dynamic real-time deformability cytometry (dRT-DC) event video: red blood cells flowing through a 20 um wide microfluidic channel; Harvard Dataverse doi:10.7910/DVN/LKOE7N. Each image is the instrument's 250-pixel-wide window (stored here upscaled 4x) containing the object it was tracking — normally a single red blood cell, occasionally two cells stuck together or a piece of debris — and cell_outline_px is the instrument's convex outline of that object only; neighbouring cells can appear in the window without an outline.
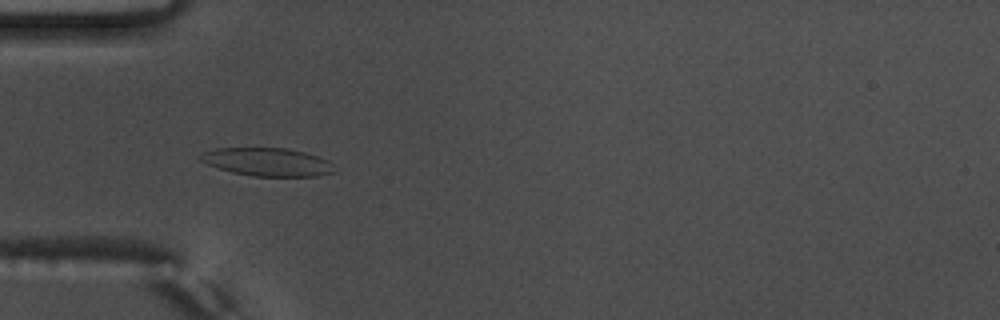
{"species": "common noctule bat (a hibernating species)", "species_latin": "Nyctalus noctula", "temperature_condition": "warm", "stored_images_in_passage": 40, "camera_frame_rate_fps": 3000, "um_per_image_px": 0.085, "animal": {"sex": "male", "body_mass_g": 17.5, "forearm_length_mm": 52.3}, "frame": {"image": 1, "passage_image": 2, "time_ms": 0.333, "image_size_px": [1000, 320], "cell_outline_px": [[336, 172], [316, 176], [252, 176], [232, 172], [208, 164], [200, 160], [196, 156], [204, 152], [216, 148], [288, 148], [304, 152], [328, 160], [332, 164]], "centroid_in_image_um": [22.73, 13.76], "position_along_channel_um": 62.3, "area_um2": 21.91}}
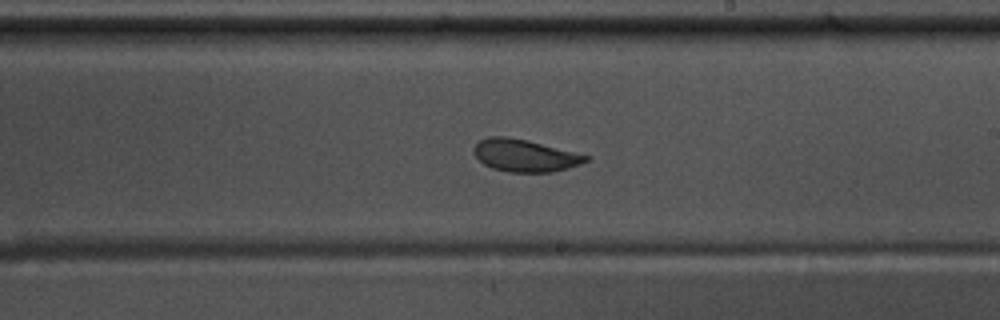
{"frame": {"image": 2, "passage_image": 17, "time_ms": 5.333, "image_size_px": [1000, 320], "cell_outline_px": [[592, 156], [588, 160], [580, 164], [568, 168], [552, 172], [508, 172], [492, 168], [484, 164], [472, 152], [476, 144], [480, 140], [488, 136], [504, 136], [528, 140]], "centroid_in_image_um": [44.62, 13.21], "position_along_channel_um": 244.4, "area_um2": 21.15}}
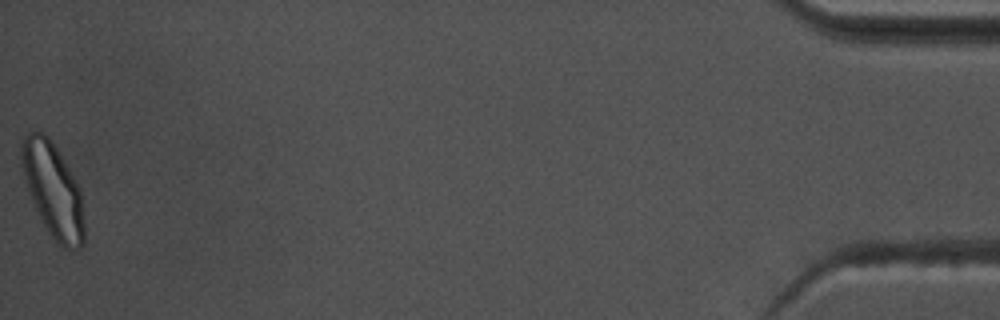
{"frame": {"image": 3, "passage_image": 40, "time_ms": 13.0, "image_size_px": [1000, 320], "cell_outline_px": [[84, 244], [80, 248], [64, 248], [48, 232], [28, 192], [20, 160], [20, 140], [28, 132], [40, 132], [48, 136], [56, 148], [76, 180], [80, 188], [84, 224]], "centroid_in_image_um": [4.49, 16.12], "position_along_channel_um": 430.7, "area_um2": 34.1}, "authors_computed_cell_mechanics": {"area_um2": 21.7039, "velocity_mm_per_s": 3.701, "shape_relaxation_time_tau1_ms": 4.9439, "shape_relaxation_time_tau2_ms": 1.9795, "deformation_change_tau1": 0.1388, "deformation_change_tau2": 0.0445}}